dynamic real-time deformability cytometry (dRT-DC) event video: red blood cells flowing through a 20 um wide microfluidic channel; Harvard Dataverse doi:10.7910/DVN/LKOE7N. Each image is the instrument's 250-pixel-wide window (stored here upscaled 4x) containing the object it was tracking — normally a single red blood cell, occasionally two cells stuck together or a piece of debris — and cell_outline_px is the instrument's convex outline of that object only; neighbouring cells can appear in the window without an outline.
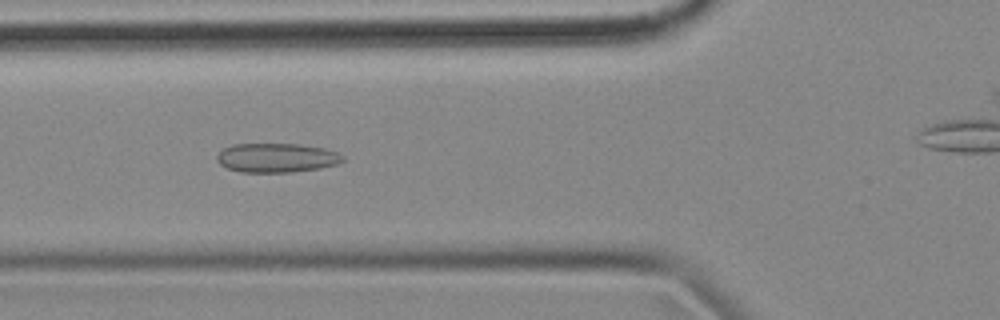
{"species": "common noctule bat (a hibernating species)", "species_latin": "Nyctalus noctula", "temperature_condition": "cold", "stored_images_in_passage": 44, "camera_frame_rate_fps": 3000, "um_per_image_px": 0.085, "animal": {"sex": "female", "body_mass_g": 18.4}, "frame": {"image": 1, "passage_image": 18, "time_ms": 5.667, "image_size_px": [1000, 320], "cell_outline_px": [[344, 160], [336, 164], [320, 168], [292, 172], [240, 172], [228, 168], [220, 164], [216, 160], [216, 156], [224, 148], [232, 144], [300, 144], [324, 148], [336, 152], [344, 156]], "centroid_in_image_um": [23.5, 13.41], "position_along_channel_um": 102.3, "area_um2": 21.39}}
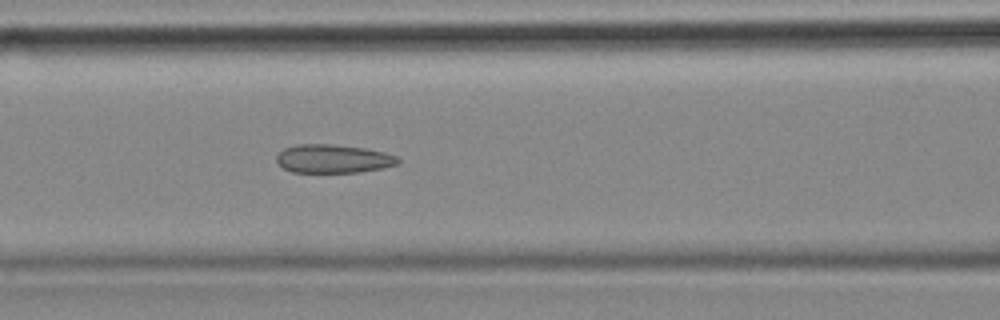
{"frame": {"image": 2, "passage_image": 21, "time_ms": 6.667, "image_size_px": [1000, 320], "cell_outline_px": [[400, 160], [396, 164], [384, 168], [360, 172], [292, 172], [284, 168], [276, 160], [276, 156], [284, 148], [296, 144], [332, 144], [364, 148], [384, 152], [396, 156]], "centroid_in_image_um": [28.32, 13.49], "position_along_channel_um": 138.3, "area_um2": 20.11}}
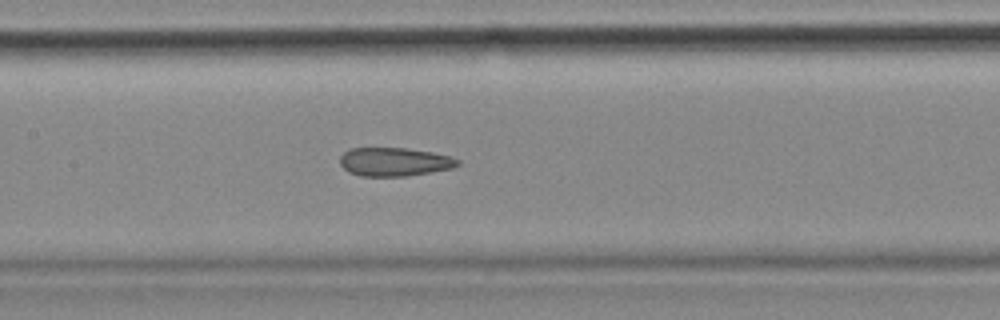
{"frame": {"image": 3, "passage_image": 24, "time_ms": 7.667, "image_size_px": [1000, 320], "cell_outline_px": [[460, 164], [452, 168], [404, 176], [360, 176], [348, 172], [340, 164], [340, 156], [344, 152], [352, 148], [408, 148], [432, 152], [448, 156], [460, 160]], "centroid_in_image_um": [33.5, 13.75], "position_along_channel_um": 173.9, "area_um2": 19.48}}